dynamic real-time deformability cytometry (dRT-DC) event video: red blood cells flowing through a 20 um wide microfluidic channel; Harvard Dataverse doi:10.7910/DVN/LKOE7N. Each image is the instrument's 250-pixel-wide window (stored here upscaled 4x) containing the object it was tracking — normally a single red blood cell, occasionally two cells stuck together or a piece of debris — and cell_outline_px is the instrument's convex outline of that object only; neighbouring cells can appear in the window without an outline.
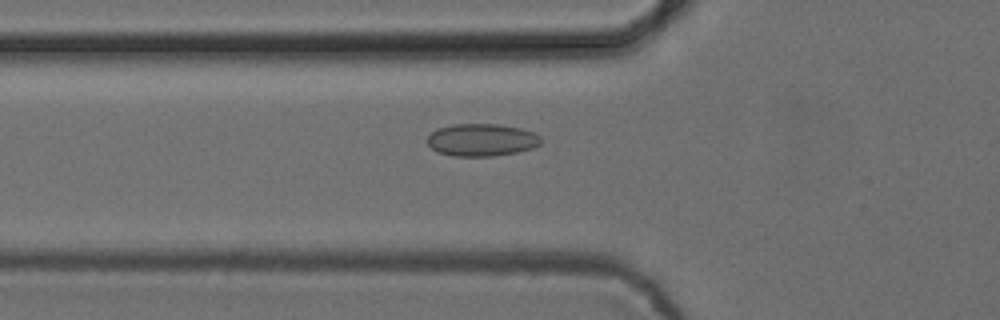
{"species": "common noctule bat (a hibernating species)", "species_latin": "Nyctalus noctula", "temperature_condition": "cold", "stored_images_in_passage": 51, "camera_frame_rate_fps": 3000, "um_per_image_px": 0.085, "animal": {"sex": "female", "body_mass_g": 24.6, "forearm_length_mm": 56.2}, "frame": {"image": 1, "passage_image": 17, "time_ms": 5.333, "image_size_px": [1000, 320], "cell_outline_px": [[540, 144], [532, 148], [516, 152], [496, 156], [452, 156], [436, 152], [428, 144], [428, 136], [436, 128], [452, 124], [500, 124], [520, 128], [532, 132], [540, 136]], "centroid_in_image_um": [40.91, 11.89], "position_along_channel_um": 84.9, "area_um2": 21.56}}
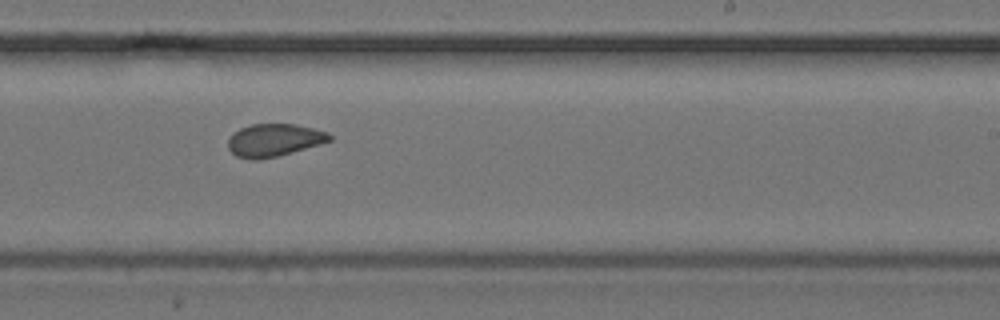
{"frame": {"image": 2, "passage_image": 31, "time_ms": 10.0, "image_size_px": [1000, 320], "cell_outline_px": [[332, 140], [320, 144], [276, 156], [256, 160], [248, 160], [236, 156], [228, 148], [228, 140], [232, 132], [240, 128], [252, 124], [296, 124], [328, 132], [332, 136]], "centroid_in_image_um": [23.27, 11.91], "position_along_channel_um": 265.7, "area_um2": 19.31}}
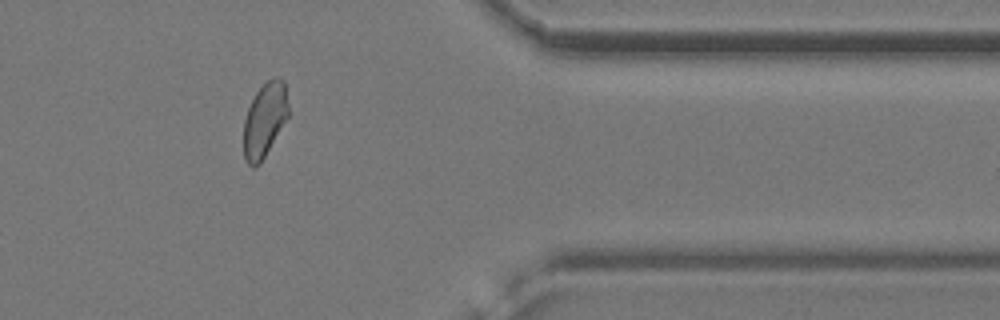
{"frame": {"image": 3, "passage_image": 42, "time_ms": 13.667, "image_size_px": [1000, 320], "cell_outline_px": [[288, 116], [260, 164], [252, 168], [244, 160], [244, 120], [248, 108], [256, 92], [268, 80], [276, 76], [284, 84], [288, 104]], "centroid_in_image_um": [22.47, 10.23], "position_along_channel_um": 388.9, "area_um2": 19.02}, "authors_computed_cell_mechanics": {"area_um2": 20.519, "velocity_mm_per_s": 3.8671, "shape_relaxation_time_tau1_ms": null, "shape_relaxation_time_tau2_ms": 1.2787, "deformation_change_tau1": null, "deformation_change_tau2": 0.0427}}